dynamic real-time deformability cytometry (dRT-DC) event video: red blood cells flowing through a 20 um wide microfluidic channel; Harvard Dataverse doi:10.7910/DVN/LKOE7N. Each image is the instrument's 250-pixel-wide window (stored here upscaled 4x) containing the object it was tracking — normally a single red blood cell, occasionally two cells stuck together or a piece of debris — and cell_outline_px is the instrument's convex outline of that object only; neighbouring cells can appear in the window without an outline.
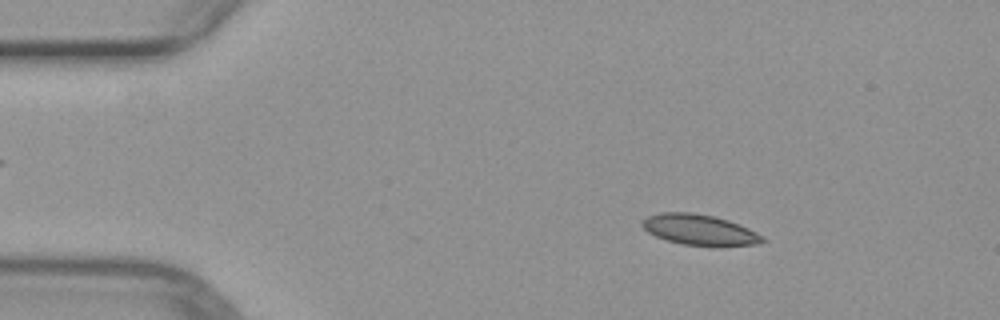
{"species": "common noctule bat (a hibernating species)", "species_latin": "Nyctalus noctula", "temperature_condition": "warm", "stored_images_in_passage": 49, "camera_frame_rate_fps": 3000, "um_per_image_px": 0.085, "animal": {"sex": "female", "body_mass_g": 29.2, "forearm_length_mm": 56.3}, "frame": {"image": 1, "passage_image": 7, "time_ms": 2.0, "image_size_px": [1000, 320], "cell_outline_px": [[768, 240], [760, 244], [716, 248], [680, 244], [656, 236], [648, 232], [640, 224], [640, 220], [648, 216], [660, 212], [692, 212], [716, 216], [728, 220], [748, 228], [764, 236]], "centroid_in_image_um": [59.51, 19.56], "position_along_channel_um": 25.5, "area_um2": 22.25}}
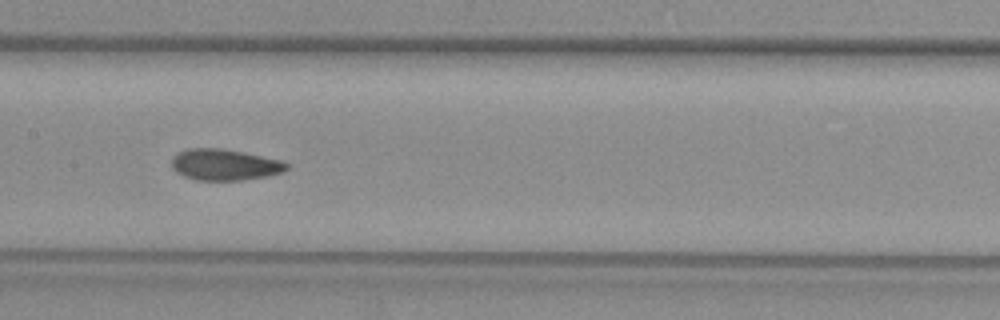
{"frame": {"image": 2, "passage_image": 24, "time_ms": 7.667, "image_size_px": [1000, 320], "cell_outline_px": [[288, 168], [284, 172], [268, 176], [244, 180], [196, 180], [184, 176], [176, 172], [172, 168], [172, 156], [176, 152], [188, 148], [220, 148], [244, 152], [284, 160], [288, 164]], "centroid_in_image_um": [19.11, 13.99], "position_along_channel_um": 188.3, "area_um2": 21.27}}
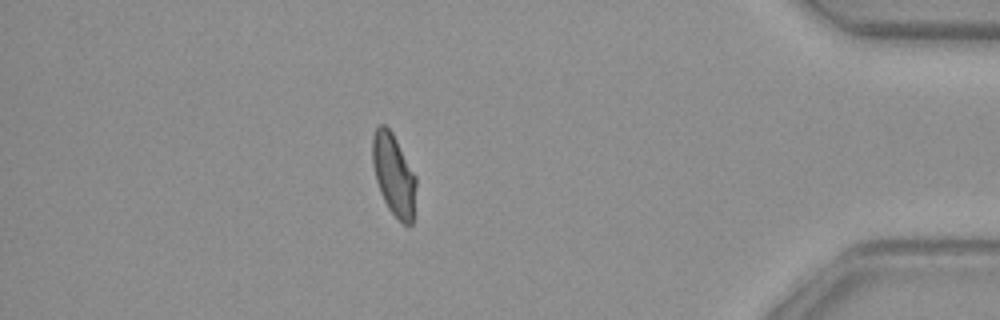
{"frame": {"image": 3, "passage_image": 43, "time_ms": 14.0, "image_size_px": [1000, 320], "cell_outline_px": [[416, 184], [412, 224], [404, 224], [388, 208], [380, 192], [376, 180], [372, 164], [372, 136], [376, 128], [380, 124], [384, 124], [392, 132], [416, 176]], "centroid_in_image_um": [33.45, 14.82], "position_along_channel_um": 401.7, "area_um2": 20.58}}